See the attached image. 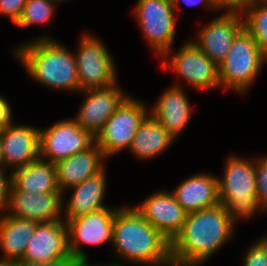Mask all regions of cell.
Returning a JSON list of instances; mask_svg holds the SVG:
<instances>
[{
    "label": "cell",
    "instance_id": "obj_1",
    "mask_svg": "<svg viewBox=\"0 0 267 266\" xmlns=\"http://www.w3.org/2000/svg\"><path fill=\"white\" fill-rule=\"evenodd\" d=\"M235 222L221 203L187 214L171 242L173 266H201L233 236Z\"/></svg>",
    "mask_w": 267,
    "mask_h": 266
},
{
    "label": "cell",
    "instance_id": "obj_2",
    "mask_svg": "<svg viewBox=\"0 0 267 266\" xmlns=\"http://www.w3.org/2000/svg\"><path fill=\"white\" fill-rule=\"evenodd\" d=\"M111 245L124 261L148 266H173L171 242L134 207H122L116 212Z\"/></svg>",
    "mask_w": 267,
    "mask_h": 266
},
{
    "label": "cell",
    "instance_id": "obj_3",
    "mask_svg": "<svg viewBox=\"0 0 267 266\" xmlns=\"http://www.w3.org/2000/svg\"><path fill=\"white\" fill-rule=\"evenodd\" d=\"M14 50L25 71L37 82L53 89L79 91L74 54L55 39L41 36Z\"/></svg>",
    "mask_w": 267,
    "mask_h": 266
},
{
    "label": "cell",
    "instance_id": "obj_4",
    "mask_svg": "<svg viewBox=\"0 0 267 266\" xmlns=\"http://www.w3.org/2000/svg\"><path fill=\"white\" fill-rule=\"evenodd\" d=\"M223 178L218 177L219 201L231 219H249L261 211L256 193L255 160L229 156Z\"/></svg>",
    "mask_w": 267,
    "mask_h": 266
},
{
    "label": "cell",
    "instance_id": "obj_5",
    "mask_svg": "<svg viewBox=\"0 0 267 266\" xmlns=\"http://www.w3.org/2000/svg\"><path fill=\"white\" fill-rule=\"evenodd\" d=\"M266 59L253 36L244 28L218 66L221 88L246 94Z\"/></svg>",
    "mask_w": 267,
    "mask_h": 266
},
{
    "label": "cell",
    "instance_id": "obj_6",
    "mask_svg": "<svg viewBox=\"0 0 267 266\" xmlns=\"http://www.w3.org/2000/svg\"><path fill=\"white\" fill-rule=\"evenodd\" d=\"M143 103L128 96L95 136V144L106 158L123 149L129 150L139 127L150 115Z\"/></svg>",
    "mask_w": 267,
    "mask_h": 266
},
{
    "label": "cell",
    "instance_id": "obj_7",
    "mask_svg": "<svg viewBox=\"0 0 267 266\" xmlns=\"http://www.w3.org/2000/svg\"><path fill=\"white\" fill-rule=\"evenodd\" d=\"M79 42L78 51L74 52L79 91L116 84L117 68L106 45L89 34L83 35Z\"/></svg>",
    "mask_w": 267,
    "mask_h": 266
},
{
    "label": "cell",
    "instance_id": "obj_8",
    "mask_svg": "<svg viewBox=\"0 0 267 266\" xmlns=\"http://www.w3.org/2000/svg\"><path fill=\"white\" fill-rule=\"evenodd\" d=\"M175 9L172 0H138L135 16L150 47L163 59L169 57L175 37Z\"/></svg>",
    "mask_w": 267,
    "mask_h": 266
},
{
    "label": "cell",
    "instance_id": "obj_9",
    "mask_svg": "<svg viewBox=\"0 0 267 266\" xmlns=\"http://www.w3.org/2000/svg\"><path fill=\"white\" fill-rule=\"evenodd\" d=\"M95 142L88 131L74 119L58 121L47 129H39L40 159L56 163L77 152L87 150Z\"/></svg>",
    "mask_w": 267,
    "mask_h": 266
},
{
    "label": "cell",
    "instance_id": "obj_10",
    "mask_svg": "<svg viewBox=\"0 0 267 266\" xmlns=\"http://www.w3.org/2000/svg\"><path fill=\"white\" fill-rule=\"evenodd\" d=\"M118 208V209H117ZM109 207L70 219L68 228L69 251L72 258H88L82 245H102L113 241L114 219L119 207Z\"/></svg>",
    "mask_w": 267,
    "mask_h": 266
},
{
    "label": "cell",
    "instance_id": "obj_11",
    "mask_svg": "<svg viewBox=\"0 0 267 266\" xmlns=\"http://www.w3.org/2000/svg\"><path fill=\"white\" fill-rule=\"evenodd\" d=\"M165 61V62H164ZM162 63V67L178 73L195 89L210 90L220 86L218 65L206 56L194 42L187 41L175 55Z\"/></svg>",
    "mask_w": 267,
    "mask_h": 266
},
{
    "label": "cell",
    "instance_id": "obj_12",
    "mask_svg": "<svg viewBox=\"0 0 267 266\" xmlns=\"http://www.w3.org/2000/svg\"><path fill=\"white\" fill-rule=\"evenodd\" d=\"M62 192L29 193L19 190L13 183L10 188L7 215L30 221H61L63 206ZM12 212V213H11Z\"/></svg>",
    "mask_w": 267,
    "mask_h": 266
},
{
    "label": "cell",
    "instance_id": "obj_13",
    "mask_svg": "<svg viewBox=\"0 0 267 266\" xmlns=\"http://www.w3.org/2000/svg\"><path fill=\"white\" fill-rule=\"evenodd\" d=\"M242 11H227L199 31L194 44L216 65L227 56L235 37L244 29Z\"/></svg>",
    "mask_w": 267,
    "mask_h": 266
},
{
    "label": "cell",
    "instance_id": "obj_14",
    "mask_svg": "<svg viewBox=\"0 0 267 266\" xmlns=\"http://www.w3.org/2000/svg\"><path fill=\"white\" fill-rule=\"evenodd\" d=\"M116 85L81 91L86 95L74 120L93 137L101 131L106 121L129 96Z\"/></svg>",
    "mask_w": 267,
    "mask_h": 266
},
{
    "label": "cell",
    "instance_id": "obj_15",
    "mask_svg": "<svg viewBox=\"0 0 267 266\" xmlns=\"http://www.w3.org/2000/svg\"><path fill=\"white\" fill-rule=\"evenodd\" d=\"M134 208L170 242L180 233L186 221L187 213L168 191L155 192Z\"/></svg>",
    "mask_w": 267,
    "mask_h": 266
},
{
    "label": "cell",
    "instance_id": "obj_16",
    "mask_svg": "<svg viewBox=\"0 0 267 266\" xmlns=\"http://www.w3.org/2000/svg\"><path fill=\"white\" fill-rule=\"evenodd\" d=\"M23 259L32 262L72 259L66 222L61 220L37 223Z\"/></svg>",
    "mask_w": 267,
    "mask_h": 266
},
{
    "label": "cell",
    "instance_id": "obj_17",
    "mask_svg": "<svg viewBox=\"0 0 267 266\" xmlns=\"http://www.w3.org/2000/svg\"><path fill=\"white\" fill-rule=\"evenodd\" d=\"M39 127L7 125L1 130L0 141L5 168L24 167L40 158Z\"/></svg>",
    "mask_w": 267,
    "mask_h": 266
},
{
    "label": "cell",
    "instance_id": "obj_18",
    "mask_svg": "<svg viewBox=\"0 0 267 266\" xmlns=\"http://www.w3.org/2000/svg\"><path fill=\"white\" fill-rule=\"evenodd\" d=\"M105 157L103 151L95 142L87 149L55 163L57 185L59 190L65 191L80 184L87 178L103 171ZM103 161V162H102Z\"/></svg>",
    "mask_w": 267,
    "mask_h": 266
},
{
    "label": "cell",
    "instance_id": "obj_19",
    "mask_svg": "<svg viewBox=\"0 0 267 266\" xmlns=\"http://www.w3.org/2000/svg\"><path fill=\"white\" fill-rule=\"evenodd\" d=\"M174 83L159 97L150 114L168 131L174 139L188 125L191 105L184 92V87Z\"/></svg>",
    "mask_w": 267,
    "mask_h": 266
},
{
    "label": "cell",
    "instance_id": "obj_20",
    "mask_svg": "<svg viewBox=\"0 0 267 266\" xmlns=\"http://www.w3.org/2000/svg\"><path fill=\"white\" fill-rule=\"evenodd\" d=\"M179 185L172 194L187 214L220 203L217 176L207 173L194 174Z\"/></svg>",
    "mask_w": 267,
    "mask_h": 266
},
{
    "label": "cell",
    "instance_id": "obj_21",
    "mask_svg": "<svg viewBox=\"0 0 267 266\" xmlns=\"http://www.w3.org/2000/svg\"><path fill=\"white\" fill-rule=\"evenodd\" d=\"M106 184L104 169L97 175L67 189L73 191L68 203L65 204L64 221L67 223L70 219L107 208L108 206L103 203Z\"/></svg>",
    "mask_w": 267,
    "mask_h": 266
},
{
    "label": "cell",
    "instance_id": "obj_22",
    "mask_svg": "<svg viewBox=\"0 0 267 266\" xmlns=\"http://www.w3.org/2000/svg\"><path fill=\"white\" fill-rule=\"evenodd\" d=\"M0 217V250L5 254L0 258V266L23 259L28 242L34 234L38 222L16 218L4 214Z\"/></svg>",
    "mask_w": 267,
    "mask_h": 266
},
{
    "label": "cell",
    "instance_id": "obj_23",
    "mask_svg": "<svg viewBox=\"0 0 267 266\" xmlns=\"http://www.w3.org/2000/svg\"><path fill=\"white\" fill-rule=\"evenodd\" d=\"M12 173V183L29 193L61 192L57 185L54 163L37 159L30 164L17 168Z\"/></svg>",
    "mask_w": 267,
    "mask_h": 266
},
{
    "label": "cell",
    "instance_id": "obj_24",
    "mask_svg": "<svg viewBox=\"0 0 267 266\" xmlns=\"http://www.w3.org/2000/svg\"><path fill=\"white\" fill-rule=\"evenodd\" d=\"M173 142V136L150 114L139 127L129 150L140 160H148L160 156Z\"/></svg>",
    "mask_w": 267,
    "mask_h": 266
},
{
    "label": "cell",
    "instance_id": "obj_25",
    "mask_svg": "<svg viewBox=\"0 0 267 266\" xmlns=\"http://www.w3.org/2000/svg\"><path fill=\"white\" fill-rule=\"evenodd\" d=\"M245 29L267 58V1H253L242 10Z\"/></svg>",
    "mask_w": 267,
    "mask_h": 266
},
{
    "label": "cell",
    "instance_id": "obj_26",
    "mask_svg": "<svg viewBox=\"0 0 267 266\" xmlns=\"http://www.w3.org/2000/svg\"><path fill=\"white\" fill-rule=\"evenodd\" d=\"M62 2L61 0H27L21 17L15 24L18 27H27L32 24H47L51 21L54 14V5Z\"/></svg>",
    "mask_w": 267,
    "mask_h": 266
},
{
    "label": "cell",
    "instance_id": "obj_27",
    "mask_svg": "<svg viewBox=\"0 0 267 266\" xmlns=\"http://www.w3.org/2000/svg\"><path fill=\"white\" fill-rule=\"evenodd\" d=\"M256 193L261 211L267 210V156L255 159Z\"/></svg>",
    "mask_w": 267,
    "mask_h": 266
},
{
    "label": "cell",
    "instance_id": "obj_28",
    "mask_svg": "<svg viewBox=\"0 0 267 266\" xmlns=\"http://www.w3.org/2000/svg\"><path fill=\"white\" fill-rule=\"evenodd\" d=\"M27 0H0V14L7 16L13 24H16L23 12Z\"/></svg>",
    "mask_w": 267,
    "mask_h": 266
},
{
    "label": "cell",
    "instance_id": "obj_29",
    "mask_svg": "<svg viewBox=\"0 0 267 266\" xmlns=\"http://www.w3.org/2000/svg\"><path fill=\"white\" fill-rule=\"evenodd\" d=\"M243 260V266H267L266 253L256 242L249 247Z\"/></svg>",
    "mask_w": 267,
    "mask_h": 266
},
{
    "label": "cell",
    "instance_id": "obj_30",
    "mask_svg": "<svg viewBox=\"0 0 267 266\" xmlns=\"http://www.w3.org/2000/svg\"><path fill=\"white\" fill-rule=\"evenodd\" d=\"M5 167H0V211L3 209L7 210L8 202H9V195H10V188L12 184V173L6 176L4 170Z\"/></svg>",
    "mask_w": 267,
    "mask_h": 266
},
{
    "label": "cell",
    "instance_id": "obj_31",
    "mask_svg": "<svg viewBox=\"0 0 267 266\" xmlns=\"http://www.w3.org/2000/svg\"><path fill=\"white\" fill-rule=\"evenodd\" d=\"M254 0H214L219 9L228 11H242L246 6L250 5Z\"/></svg>",
    "mask_w": 267,
    "mask_h": 266
},
{
    "label": "cell",
    "instance_id": "obj_32",
    "mask_svg": "<svg viewBox=\"0 0 267 266\" xmlns=\"http://www.w3.org/2000/svg\"><path fill=\"white\" fill-rule=\"evenodd\" d=\"M11 106L5 97L0 96V128L3 129L7 125L13 123V113Z\"/></svg>",
    "mask_w": 267,
    "mask_h": 266
},
{
    "label": "cell",
    "instance_id": "obj_33",
    "mask_svg": "<svg viewBox=\"0 0 267 266\" xmlns=\"http://www.w3.org/2000/svg\"><path fill=\"white\" fill-rule=\"evenodd\" d=\"M71 259H63V260H54V261H45V262H32L27 261L25 259H18L15 261H11L6 266H67L68 262Z\"/></svg>",
    "mask_w": 267,
    "mask_h": 266
},
{
    "label": "cell",
    "instance_id": "obj_34",
    "mask_svg": "<svg viewBox=\"0 0 267 266\" xmlns=\"http://www.w3.org/2000/svg\"><path fill=\"white\" fill-rule=\"evenodd\" d=\"M186 5H189V6H194V5H197L201 2H205V6L208 7V9L211 8L214 9V10H218L219 8L216 6L214 0H182ZM181 0H172V5L175 9V11L177 10L176 8H179L178 5H180V2H182Z\"/></svg>",
    "mask_w": 267,
    "mask_h": 266
},
{
    "label": "cell",
    "instance_id": "obj_35",
    "mask_svg": "<svg viewBox=\"0 0 267 266\" xmlns=\"http://www.w3.org/2000/svg\"><path fill=\"white\" fill-rule=\"evenodd\" d=\"M67 266H123V264H121L119 261L116 263H112V264H101V265H91L89 262V258H72L69 262Z\"/></svg>",
    "mask_w": 267,
    "mask_h": 266
},
{
    "label": "cell",
    "instance_id": "obj_36",
    "mask_svg": "<svg viewBox=\"0 0 267 266\" xmlns=\"http://www.w3.org/2000/svg\"><path fill=\"white\" fill-rule=\"evenodd\" d=\"M256 243L263 249L267 256V235H264V237L258 240Z\"/></svg>",
    "mask_w": 267,
    "mask_h": 266
},
{
    "label": "cell",
    "instance_id": "obj_37",
    "mask_svg": "<svg viewBox=\"0 0 267 266\" xmlns=\"http://www.w3.org/2000/svg\"><path fill=\"white\" fill-rule=\"evenodd\" d=\"M3 156H2V149H1V141H0V167H3Z\"/></svg>",
    "mask_w": 267,
    "mask_h": 266
}]
</instances>
